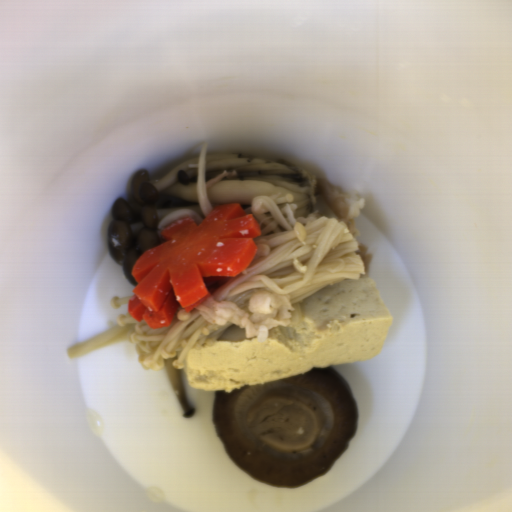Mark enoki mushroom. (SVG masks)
<instances>
[{"label": "enoki mushroom", "instance_id": "cea9216a", "mask_svg": "<svg viewBox=\"0 0 512 512\" xmlns=\"http://www.w3.org/2000/svg\"><path fill=\"white\" fill-rule=\"evenodd\" d=\"M292 193L259 195L243 209L260 226L252 263L241 273L206 284L217 302L245 310L257 292L296 303L324 287L366 275L356 239L342 221L321 213L297 217Z\"/></svg>", "mask_w": 512, "mask_h": 512}, {"label": "enoki mushroom", "instance_id": "6df1b440", "mask_svg": "<svg viewBox=\"0 0 512 512\" xmlns=\"http://www.w3.org/2000/svg\"><path fill=\"white\" fill-rule=\"evenodd\" d=\"M116 323L117 326L67 348L69 359L127 342L134 345L138 364L143 370L157 371L167 359H173V368L181 370L189 350L213 345L234 324H214L203 317L196 307L186 312L181 306L170 324L158 329L149 328L143 319L135 320L129 312L117 315Z\"/></svg>", "mask_w": 512, "mask_h": 512}, {"label": "enoki mushroom", "instance_id": "5e9bcc2f", "mask_svg": "<svg viewBox=\"0 0 512 512\" xmlns=\"http://www.w3.org/2000/svg\"><path fill=\"white\" fill-rule=\"evenodd\" d=\"M184 217L192 218L196 226L199 225L200 223H202L204 220L192 209H178V210L172 211L171 213H169L168 215L163 217L157 227H158V229L163 230L168 225H170Z\"/></svg>", "mask_w": 512, "mask_h": 512}, {"label": "enoki mushroom", "instance_id": "6f350940", "mask_svg": "<svg viewBox=\"0 0 512 512\" xmlns=\"http://www.w3.org/2000/svg\"><path fill=\"white\" fill-rule=\"evenodd\" d=\"M210 142H205L202 145L199 160L197 164H189V168L197 169V194H198V202L199 207L203 216H207L212 210V206L210 200L208 198L207 193V185H206V177H205V168H206V160H207V151Z\"/></svg>", "mask_w": 512, "mask_h": 512}, {"label": "enoki mushroom", "instance_id": "6285f825", "mask_svg": "<svg viewBox=\"0 0 512 512\" xmlns=\"http://www.w3.org/2000/svg\"><path fill=\"white\" fill-rule=\"evenodd\" d=\"M133 295H127L124 297H121L119 294L114 295L112 299L110 300V306L112 309H118L121 305H128V301Z\"/></svg>", "mask_w": 512, "mask_h": 512}]
</instances>
